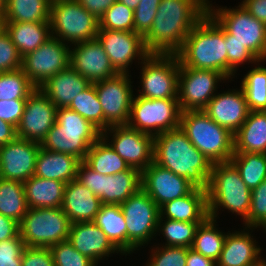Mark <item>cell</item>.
<instances>
[{"mask_svg": "<svg viewBox=\"0 0 266 266\" xmlns=\"http://www.w3.org/2000/svg\"><path fill=\"white\" fill-rule=\"evenodd\" d=\"M206 13L204 0H161L152 27L143 37L147 52L176 55Z\"/></svg>", "mask_w": 266, "mask_h": 266, "instance_id": "6da1fadb", "label": "cell"}, {"mask_svg": "<svg viewBox=\"0 0 266 266\" xmlns=\"http://www.w3.org/2000/svg\"><path fill=\"white\" fill-rule=\"evenodd\" d=\"M153 161L185 177L197 188H208L213 164L189 141L180 127L154 137Z\"/></svg>", "mask_w": 266, "mask_h": 266, "instance_id": "7a4b0ae2", "label": "cell"}, {"mask_svg": "<svg viewBox=\"0 0 266 266\" xmlns=\"http://www.w3.org/2000/svg\"><path fill=\"white\" fill-rule=\"evenodd\" d=\"M176 55L180 67L215 70L227 78L224 28L208 12L189 32Z\"/></svg>", "mask_w": 266, "mask_h": 266, "instance_id": "3957f363", "label": "cell"}, {"mask_svg": "<svg viewBox=\"0 0 266 266\" xmlns=\"http://www.w3.org/2000/svg\"><path fill=\"white\" fill-rule=\"evenodd\" d=\"M206 192L210 218L217 220L220 208L242 216L243 222L248 218L251 190L231 161L212 165Z\"/></svg>", "mask_w": 266, "mask_h": 266, "instance_id": "277c9868", "label": "cell"}, {"mask_svg": "<svg viewBox=\"0 0 266 266\" xmlns=\"http://www.w3.org/2000/svg\"><path fill=\"white\" fill-rule=\"evenodd\" d=\"M101 137L102 132L91 122L68 107H60L57 108L55 125L48 131L41 147L84 161L91 145Z\"/></svg>", "mask_w": 266, "mask_h": 266, "instance_id": "5b68a950", "label": "cell"}, {"mask_svg": "<svg viewBox=\"0 0 266 266\" xmlns=\"http://www.w3.org/2000/svg\"><path fill=\"white\" fill-rule=\"evenodd\" d=\"M180 128L212 164L231 160L234 154V134L218 125L204 111L181 112Z\"/></svg>", "mask_w": 266, "mask_h": 266, "instance_id": "8992f818", "label": "cell"}, {"mask_svg": "<svg viewBox=\"0 0 266 266\" xmlns=\"http://www.w3.org/2000/svg\"><path fill=\"white\" fill-rule=\"evenodd\" d=\"M51 36L63 43H81L96 39L99 20L77 0H57L50 4Z\"/></svg>", "mask_w": 266, "mask_h": 266, "instance_id": "52a82bcc", "label": "cell"}, {"mask_svg": "<svg viewBox=\"0 0 266 266\" xmlns=\"http://www.w3.org/2000/svg\"><path fill=\"white\" fill-rule=\"evenodd\" d=\"M212 6L207 4V12L231 35V39L247 47L259 61H266V25L241 4L232 9Z\"/></svg>", "mask_w": 266, "mask_h": 266, "instance_id": "ba28073f", "label": "cell"}, {"mask_svg": "<svg viewBox=\"0 0 266 266\" xmlns=\"http://www.w3.org/2000/svg\"><path fill=\"white\" fill-rule=\"evenodd\" d=\"M71 222L61 207L29 208L19 223L27 247H51L68 240Z\"/></svg>", "mask_w": 266, "mask_h": 266, "instance_id": "9c48e42d", "label": "cell"}, {"mask_svg": "<svg viewBox=\"0 0 266 266\" xmlns=\"http://www.w3.org/2000/svg\"><path fill=\"white\" fill-rule=\"evenodd\" d=\"M76 180L85 185L102 204L120 205L141 189V172L129 167L114 175L93 171L83 161L77 167Z\"/></svg>", "mask_w": 266, "mask_h": 266, "instance_id": "30bf717a", "label": "cell"}, {"mask_svg": "<svg viewBox=\"0 0 266 266\" xmlns=\"http://www.w3.org/2000/svg\"><path fill=\"white\" fill-rule=\"evenodd\" d=\"M120 208L127 227V254H131L156 237L160 210L142 188L121 203Z\"/></svg>", "mask_w": 266, "mask_h": 266, "instance_id": "8fae6325", "label": "cell"}, {"mask_svg": "<svg viewBox=\"0 0 266 266\" xmlns=\"http://www.w3.org/2000/svg\"><path fill=\"white\" fill-rule=\"evenodd\" d=\"M178 99L133 97L127 125L153 137L180 127Z\"/></svg>", "mask_w": 266, "mask_h": 266, "instance_id": "7c38bea8", "label": "cell"}, {"mask_svg": "<svg viewBox=\"0 0 266 266\" xmlns=\"http://www.w3.org/2000/svg\"><path fill=\"white\" fill-rule=\"evenodd\" d=\"M141 64V89L147 99H178L180 61L177 55L150 54Z\"/></svg>", "mask_w": 266, "mask_h": 266, "instance_id": "4fadbf2b", "label": "cell"}, {"mask_svg": "<svg viewBox=\"0 0 266 266\" xmlns=\"http://www.w3.org/2000/svg\"><path fill=\"white\" fill-rule=\"evenodd\" d=\"M228 80L222 73L210 69L180 67L178 101L180 110H203L215 96L219 82ZM215 92V93H214Z\"/></svg>", "mask_w": 266, "mask_h": 266, "instance_id": "5bb4252c", "label": "cell"}, {"mask_svg": "<svg viewBox=\"0 0 266 266\" xmlns=\"http://www.w3.org/2000/svg\"><path fill=\"white\" fill-rule=\"evenodd\" d=\"M111 133V134H110ZM109 135L111 139H109ZM102 138L131 168L142 172L153 162L154 137L128 125L110 126ZM111 140V141H110Z\"/></svg>", "mask_w": 266, "mask_h": 266, "instance_id": "9a60e30c", "label": "cell"}, {"mask_svg": "<svg viewBox=\"0 0 266 266\" xmlns=\"http://www.w3.org/2000/svg\"><path fill=\"white\" fill-rule=\"evenodd\" d=\"M70 45L50 37L33 52L22 57L21 69L39 88L48 79L70 66Z\"/></svg>", "mask_w": 266, "mask_h": 266, "instance_id": "2e32d148", "label": "cell"}, {"mask_svg": "<svg viewBox=\"0 0 266 266\" xmlns=\"http://www.w3.org/2000/svg\"><path fill=\"white\" fill-rule=\"evenodd\" d=\"M131 75H117L93 83L104 116V131L110 126L127 125L134 97Z\"/></svg>", "mask_w": 266, "mask_h": 266, "instance_id": "e0dca14e", "label": "cell"}, {"mask_svg": "<svg viewBox=\"0 0 266 266\" xmlns=\"http://www.w3.org/2000/svg\"><path fill=\"white\" fill-rule=\"evenodd\" d=\"M118 73H129L133 60H145L150 54L143 37L136 32L113 31L98 28L97 37Z\"/></svg>", "mask_w": 266, "mask_h": 266, "instance_id": "ac0fdd59", "label": "cell"}, {"mask_svg": "<svg viewBox=\"0 0 266 266\" xmlns=\"http://www.w3.org/2000/svg\"><path fill=\"white\" fill-rule=\"evenodd\" d=\"M57 107L36 88L25 102L23 115L17 126V137L41 144L55 125Z\"/></svg>", "mask_w": 266, "mask_h": 266, "instance_id": "d6986e66", "label": "cell"}, {"mask_svg": "<svg viewBox=\"0 0 266 266\" xmlns=\"http://www.w3.org/2000/svg\"><path fill=\"white\" fill-rule=\"evenodd\" d=\"M141 188L160 208L166 202L189 194L195 186L154 161L141 172Z\"/></svg>", "mask_w": 266, "mask_h": 266, "instance_id": "ffe728a7", "label": "cell"}, {"mask_svg": "<svg viewBox=\"0 0 266 266\" xmlns=\"http://www.w3.org/2000/svg\"><path fill=\"white\" fill-rule=\"evenodd\" d=\"M40 147L41 144L18 137L0 146V178L27 181L35 173Z\"/></svg>", "mask_w": 266, "mask_h": 266, "instance_id": "44dd1931", "label": "cell"}, {"mask_svg": "<svg viewBox=\"0 0 266 266\" xmlns=\"http://www.w3.org/2000/svg\"><path fill=\"white\" fill-rule=\"evenodd\" d=\"M73 46L70 48V67L90 83L106 80L118 74L97 38Z\"/></svg>", "mask_w": 266, "mask_h": 266, "instance_id": "7402d4cb", "label": "cell"}, {"mask_svg": "<svg viewBox=\"0 0 266 266\" xmlns=\"http://www.w3.org/2000/svg\"><path fill=\"white\" fill-rule=\"evenodd\" d=\"M202 111L218 125L235 134L245 122L250 109L240 86L239 90L230 89L224 93H216Z\"/></svg>", "mask_w": 266, "mask_h": 266, "instance_id": "603a6c76", "label": "cell"}, {"mask_svg": "<svg viewBox=\"0 0 266 266\" xmlns=\"http://www.w3.org/2000/svg\"><path fill=\"white\" fill-rule=\"evenodd\" d=\"M254 229L245 227L241 232L228 231L217 266H266V261L260 256L262 248L249 232Z\"/></svg>", "mask_w": 266, "mask_h": 266, "instance_id": "cb8c5ba5", "label": "cell"}, {"mask_svg": "<svg viewBox=\"0 0 266 266\" xmlns=\"http://www.w3.org/2000/svg\"><path fill=\"white\" fill-rule=\"evenodd\" d=\"M68 240L97 265L112 253L123 254L93 221L72 223Z\"/></svg>", "mask_w": 266, "mask_h": 266, "instance_id": "d4e9b609", "label": "cell"}, {"mask_svg": "<svg viewBox=\"0 0 266 266\" xmlns=\"http://www.w3.org/2000/svg\"><path fill=\"white\" fill-rule=\"evenodd\" d=\"M101 205L100 198L78 180L66 184L61 209L71 223L94 221Z\"/></svg>", "mask_w": 266, "mask_h": 266, "instance_id": "484cf974", "label": "cell"}, {"mask_svg": "<svg viewBox=\"0 0 266 266\" xmlns=\"http://www.w3.org/2000/svg\"><path fill=\"white\" fill-rule=\"evenodd\" d=\"M159 210V219L204 222L209 217L207 192L205 189L195 187L189 194L166 202Z\"/></svg>", "mask_w": 266, "mask_h": 266, "instance_id": "4316f807", "label": "cell"}, {"mask_svg": "<svg viewBox=\"0 0 266 266\" xmlns=\"http://www.w3.org/2000/svg\"><path fill=\"white\" fill-rule=\"evenodd\" d=\"M91 83L70 66L48 79L39 89L57 107H68Z\"/></svg>", "mask_w": 266, "mask_h": 266, "instance_id": "83f0119b", "label": "cell"}, {"mask_svg": "<svg viewBox=\"0 0 266 266\" xmlns=\"http://www.w3.org/2000/svg\"><path fill=\"white\" fill-rule=\"evenodd\" d=\"M80 162L73 155L40 147L34 175L45 179L62 181L67 184L76 179L77 167Z\"/></svg>", "mask_w": 266, "mask_h": 266, "instance_id": "f1b7e54d", "label": "cell"}, {"mask_svg": "<svg viewBox=\"0 0 266 266\" xmlns=\"http://www.w3.org/2000/svg\"><path fill=\"white\" fill-rule=\"evenodd\" d=\"M234 153L266 154V111H250L234 134Z\"/></svg>", "mask_w": 266, "mask_h": 266, "instance_id": "f546056e", "label": "cell"}, {"mask_svg": "<svg viewBox=\"0 0 266 266\" xmlns=\"http://www.w3.org/2000/svg\"><path fill=\"white\" fill-rule=\"evenodd\" d=\"M4 30L21 57L36 50L51 37L50 22H5Z\"/></svg>", "mask_w": 266, "mask_h": 266, "instance_id": "4dcf8cb0", "label": "cell"}, {"mask_svg": "<svg viewBox=\"0 0 266 266\" xmlns=\"http://www.w3.org/2000/svg\"><path fill=\"white\" fill-rule=\"evenodd\" d=\"M23 185L28 208L61 207L66 183L33 175Z\"/></svg>", "mask_w": 266, "mask_h": 266, "instance_id": "1f68e13d", "label": "cell"}, {"mask_svg": "<svg viewBox=\"0 0 266 266\" xmlns=\"http://www.w3.org/2000/svg\"><path fill=\"white\" fill-rule=\"evenodd\" d=\"M93 222L127 255V227L120 205L102 204Z\"/></svg>", "mask_w": 266, "mask_h": 266, "instance_id": "d6a6232c", "label": "cell"}, {"mask_svg": "<svg viewBox=\"0 0 266 266\" xmlns=\"http://www.w3.org/2000/svg\"><path fill=\"white\" fill-rule=\"evenodd\" d=\"M50 0H5V22H49Z\"/></svg>", "mask_w": 266, "mask_h": 266, "instance_id": "836d02e7", "label": "cell"}, {"mask_svg": "<svg viewBox=\"0 0 266 266\" xmlns=\"http://www.w3.org/2000/svg\"><path fill=\"white\" fill-rule=\"evenodd\" d=\"M83 162L93 171L103 175H114L129 168L102 137L91 145Z\"/></svg>", "mask_w": 266, "mask_h": 266, "instance_id": "e575fe53", "label": "cell"}, {"mask_svg": "<svg viewBox=\"0 0 266 266\" xmlns=\"http://www.w3.org/2000/svg\"><path fill=\"white\" fill-rule=\"evenodd\" d=\"M28 209L23 182L0 178V214L20 223Z\"/></svg>", "mask_w": 266, "mask_h": 266, "instance_id": "d590c367", "label": "cell"}, {"mask_svg": "<svg viewBox=\"0 0 266 266\" xmlns=\"http://www.w3.org/2000/svg\"><path fill=\"white\" fill-rule=\"evenodd\" d=\"M216 219L208 217L195 232L192 249L205 257L218 261L227 235L216 227Z\"/></svg>", "mask_w": 266, "mask_h": 266, "instance_id": "8d00e7d4", "label": "cell"}, {"mask_svg": "<svg viewBox=\"0 0 266 266\" xmlns=\"http://www.w3.org/2000/svg\"><path fill=\"white\" fill-rule=\"evenodd\" d=\"M230 161L238 169L241 179L250 190L266 180V154L234 153Z\"/></svg>", "mask_w": 266, "mask_h": 266, "instance_id": "74e56055", "label": "cell"}, {"mask_svg": "<svg viewBox=\"0 0 266 266\" xmlns=\"http://www.w3.org/2000/svg\"><path fill=\"white\" fill-rule=\"evenodd\" d=\"M240 85L250 111H266V67L259 64L250 69Z\"/></svg>", "mask_w": 266, "mask_h": 266, "instance_id": "f35d334b", "label": "cell"}, {"mask_svg": "<svg viewBox=\"0 0 266 266\" xmlns=\"http://www.w3.org/2000/svg\"><path fill=\"white\" fill-rule=\"evenodd\" d=\"M164 221V222H163ZM203 222H183L171 219H158L157 232L167 241L165 246L191 248L197 227Z\"/></svg>", "mask_w": 266, "mask_h": 266, "instance_id": "ab89813d", "label": "cell"}, {"mask_svg": "<svg viewBox=\"0 0 266 266\" xmlns=\"http://www.w3.org/2000/svg\"><path fill=\"white\" fill-rule=\"evenodd\" d=\"M68 108L91 122L101 132L104 131L103 110L93 83L80 92V94L73 99Z\"/></svg>", "mask_w": 266, "mask_h": 266, "instance_id": "60d3db41", "label": "cell"}, {"mask_svg": "<svg viewBox=\"0 0 266 266\" xmlns=\"http://www.w3.org/2000/svg\"><path fill=\"white\" fill-rule=\"evenodd\" d=\"M35 89L21 68L0 73V100L27 99Z\"/></svg>", "mask_w": 266, "mask_h": 266, "instance_id": "b9f144b4", "label": "cell"}, {"mask_svg": "<svg viewBox=\"0 0 266 266\" xmlns=\"http://www.w3.org/2000/svg\"><path fill=\"white\" fill-rule=\"evenodd\" d=\"M99 28L134 32V11L123 3L116 1L100 17Z\"/></svg>", "mask_w": 266, "mask_h": 266, "instance_id": "7bdbcfd3", "label": "cell"}, {"mask_svg": "<svg viewBox=\"0 0 266 266\" xmlns=\"http://www.w3.org/2000/svg\"><path fill=\"white\" fill-rule=\"evenodd\" d=\"M224 38L227 48V79L235 77L237 68L241 64L264 62L259 61L245 46L238 41L231 39V35L224 29Z\"/></svg>", "mask_w": 266, "mask_h": 266, "instance_id": "ee69618b", "label": "cell"}, {"mask_svg": "<svg viewBox=\"0 0 266 266\" xmlns=\"http://www.w3.org/2000/svg\"><path fill=\"white\" fill-rule=\"evenodd\" d=\"M55 266H97L90 258L77 251L69 240L49 247Z\"/></svg>", "mask_w": 266, "mask_h": 266, "instance_id": "f6af8a7d", "label": "cell"}, {"mask_svg": "<svg viewBox=\"0 0 266 266\" xmlns=\"http://www.w3.org/2000/svg\"><path fill=\"white\" fill-rule=\"evenodd\" d=\"M245 227L262 228L266 232V180L251 190V206Z\"/></svg>", "mask_w": 266, "mask_h": 266, "instance_id": "bcb514c9", "label": "cell"}, {"mask_svg": "<svg viewBox=\"0 0 266 266\" xmlns=\"http://www.w3.org/2000/svg\"><path fill=\"white\" fill-rule=\"evenodd\" d=\"M154 248L146 266H186L187 247L163 245Z\"/></svg>", "mask_w": 266, "mask_h": 266, "instance_id": "7dc6e473", "label": "cell"}, {"mask_svg": "<svg viewBox=\"0 0 266 266\" xmlns=\"http://www.w3.org/2000/svg\"><path fill=\"white\" fill-rule=\"evenodd\" d=\"M161 0H140L134 10V32L144 37L152 27Z\"/></svg>", "mask_w": 266, "mask_h": 266, "instance_id": "c3c4849f", "label": "cell"}, {"mask_svg": "<svg viewBox=\"0 0 266 266\" xmlns=\"http://www.w3.org/2000/svg\"><path fill=\"white\" fill-rule=\"evenodd\" d=\"M21 65L22 57L4 30L0 34V73L18 70Z\"/></svg>", "mask_w": 266, "mask_h": 266, "instance_id": "681fc988", "label": "cell"}, {"mask_svg": "<svg viewBox=\"0 0 266 266\" xmlns=\"http://www.w3.org/2000/svg\"><path fill=\"white\" fill-rule=\"evenodd\" d=\"M25 247L20 234L12 239L0 241V266H21Z\"/></svg>", "mask_w": 266, "mask_h": 266, "instance_id": "f907efd6", "label": "cell"}, {"mask_svg": "<svg viewBox=\"0 0 266 266\" xmlns=\"http://www.w3.org/2000/svg\"><path fill=\"white\" fill-rule=\"evenodd\" d=\"M21 266H55L49 247H25Z\"/></svg>", "mask_w": 266, "mask_h": 266, "instance_id": "816d5d0a", "label": "cell"}, {"mask_svg": "<svg viewBox=\"0 0 266 266\" xmlns=\"http://www.w3.org/2000/svg\"><path fill=\"white\" fill-rule=\"evenodd\" d=\"M26 100H0V119L17 128L23 115Z\"/></svg>", "mask_w": 266, "mask_h": 266, "instance_id": "f5cc1de1", "label": "cell"}, {"mask_svg": "<svg viewBox=\"0 0 266 266\" xmlns=\"http://www.w3.org/2000/svg\"><path fill=\"white\" fill-rule=\"evenodd\" d=\"M88 12L98 20L117 0H77Z\"/></svg>", "mask_w": 266, "mask_h": 266, "instance_id": "db71d44e", "label": "cell"}, {"mask_svg": "<svg viewBox=\"0 0 266 266\" xmlns=\"http://www.w3.org/2000/svg\"><path fill=\"white\" fill-rule=\"evenodd\" d=\"M19 234V223L12 218L0 214V241L12 239Z\"/></svg>", "mask_w": 266, "mask_h": 266, "instance_id": "11a10c76", "label": "cell"}, {"mask_svg": "<svg viewBox=\"0 0 266 266\" xmlns=\"http://www.w3.org/2000/svg\"><path fill=\"white\" fill-rule=\"evenodd\" d=\"M240 4L249 14L266 25V0H243Z\"/></svg>", "mask_w": 266, "mask_h": 266, "instance_id": "9f6ffc18", "label": "cell"}, {"mask_svg": "<svg viewBox=\"0 0 266 266\" xmlns=\"http://www.w3.org/2000/svg\"><path fill=\"white\" fill-rule=\"evenodd\" d=\"M186 266H217V263L194 249L188 248Z\"/></svg>", "mask_w": 266, "mask_h": 266, "instance_id": "6f0895ef", "label": "cell"}, {"mask_svg": "<svg viewBox=\"0 0 266 266\" xmlns=\"http://www.w3.org/2000/svg\"><path fill=\"white\" fill-rule=\"evenodd\" d=\"M16 138L17 128L10 123L0 119V146L6 145Z\"/></svg>", "mask_w": 266, "mask_h": 266, "instance_id": "680465c9", "label": "cell"}, {"mask_svg": "<svg viewBox=\"0 0 266 266\" xmlns=\"http://www.w3.org/2000/svg\"><path fill=\"white\" fill-rule=\"evenodd\" d=\"M120 3H123L127 7L131 8L133 11L137 8L140 0H117Z\"/></svg>", "mask_w": 266, "mask_h": 266, "instance_id": "91938a15", "label": "cell"}, {"mask_svg": "<svg viewBox=\"0 0 266 266\" xmlns=\"http://www.w3.org/2000/svg\"><path fill=\"white\" fill-rule=\"evenodd\" d=\"M4 16L3 14H0V34L4 31Z\"/></svg>", "mask_w": 266, "mask_h": 266, "instance_id": "94428289", "label": "cell"}, {"mask_svg": "<svg viewBox=\"0 0 266 266\" xmlns=\"http://www.w3.org/2000/svg\"><path fill=\"white\" fill-rule=\"evenodd\" d=\"M4 2L5 0H0V14H3Z\"/></svg>", "mask_w": 266, "mask_h": 266, "instance_id": "6125c7cd", "label": "cell"}]
</instances>
